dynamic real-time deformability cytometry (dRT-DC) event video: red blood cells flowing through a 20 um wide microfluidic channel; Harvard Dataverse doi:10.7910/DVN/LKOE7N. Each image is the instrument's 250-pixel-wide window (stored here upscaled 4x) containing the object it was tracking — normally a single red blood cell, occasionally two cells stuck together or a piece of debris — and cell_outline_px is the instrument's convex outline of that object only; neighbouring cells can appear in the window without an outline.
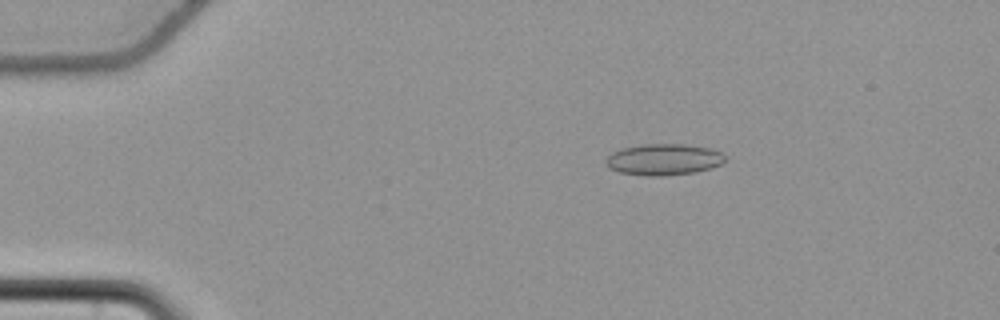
{"species": "common noctule bat (a hibernating species)", "species_latin": "Nyctalus noctula", "temperature_condition": "cold", "stored_images_in_passage": 56, "camera_frame_rate_fps": 3000, "um_per_image_px": 0.085, "animal": {"sex": "female", "body_mass_g": 22.7, "forearm_length_mm": 54.2}, "frame": {"image": 1, "passage_image": 11, "time_ms": 3.333, "image_size_px": [1000, 320], "cell_outline_px": [[724, 160], [720, 164], [708, 168], [692, 172], [664, 176], [644, 176], [620, 172], [608, 168], [604, 164], [604, 160], [612, 152], [620, 148], [640, 144], [684, 144], [712, 148], [720, 152], [724, 156]], "centroid_in_image_um": [56.33, 13.55], "position_along_channel_um": 28.7, "area_um2": 21.85}}
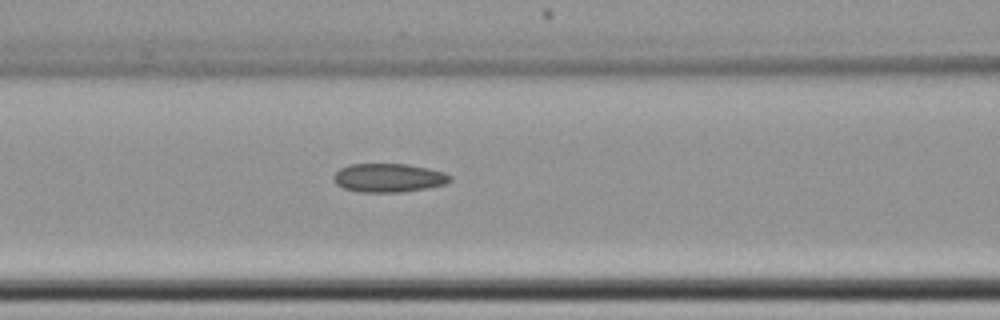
{"frame": {"image": 2, "passage_image": 25, "time_ms": 8.0, "image_size_px": [1000, 320], "cell_outline_px": [[452, 180], [444, 184], [428, 188], [400, 192], [360, 192], [344, 188], [336, 184], [332, 180], [332, 176], [340, 168], [348, 164], [408, 164], [428, 168], [444, 172], [452, 176]], "centroid_in_image_um": [33.02, 15.11], "position_along_channel_um": 133.6, "area_um2": 19.59}}
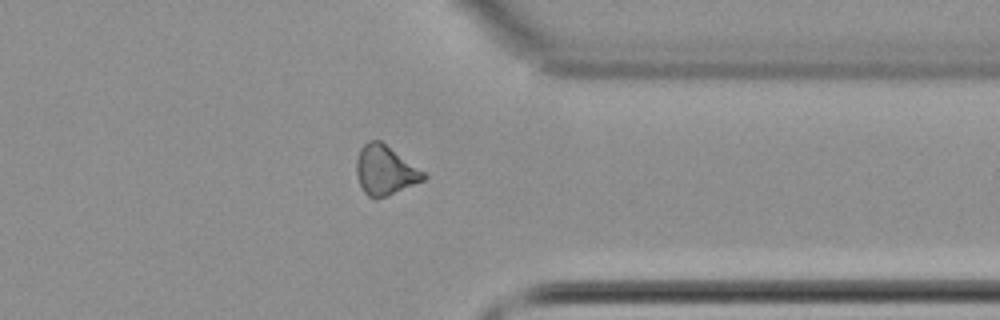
{"frame": {"image": 3, "passage_image": 45, "time_ms": 14.667, "image_size_px": [1000, 320], "cell_outline_px": [[428, 176], [424, 180], [388, 196], [376, 200], [368, 196], [364, 192], [356, 176], [356, 160], [360, 148], [368, 140], [380, 140], [424, 172]], "centroid_in_image_um": [32.7, 14.49], "position_along_channel_um": 378.7, "area_um2": 19.36}}